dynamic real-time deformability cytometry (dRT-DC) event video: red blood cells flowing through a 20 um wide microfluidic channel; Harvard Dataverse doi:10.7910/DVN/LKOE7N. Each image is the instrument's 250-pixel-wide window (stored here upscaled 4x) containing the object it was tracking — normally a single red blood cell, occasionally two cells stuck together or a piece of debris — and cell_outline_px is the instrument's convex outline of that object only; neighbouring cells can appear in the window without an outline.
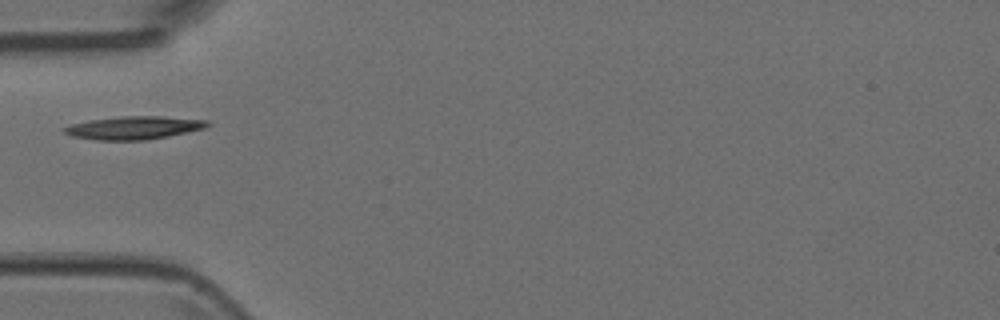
{"species": "Egyptian fruit bat (a non-hibernating species)", "species_latin": "Rousettus aegyptiacus", "temperature_condition": "room temperature", "stored_images_in_passage": 2, "camera_frame_rate_fps": 3000, "um_per_image_px": 0.085, "animal": {"sex": "female"}, "frame": {"image": 1, "passage_image": 1, "time_ms": 0.0, "image_size_px": [1000, 320], "cell_outline_px": [[212, 124], [204, 128], [168, 136], [144, 140], [96, 140], [72, 136], [64, 132], [60, 128], [72, 124], [88, 120], [120, 116], [160, 116], [208, 120]], "centroid_in_image_um": [11.36, 10.85], "position_along_channel_um": 73.6, "area_um2": 19.25}}
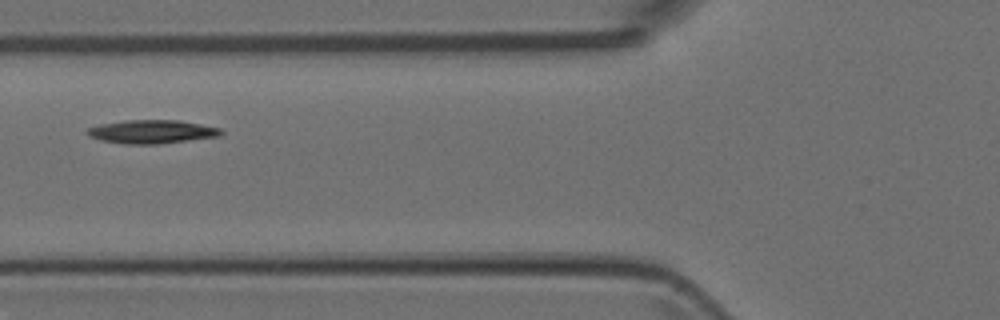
{"frame": {"image": 2, "passage_image": 2, "time_ms": 0.333, "image_size_px": [1000, 320], "cell_outline_px": [[224, 132], [220, 136], [160, 144], [124, 144], [100, 140], [88, 136], [84, 132], [88, 128], [100, 124], [124, 120], [180, 120], [220, 128]], "centroid_in_image_um": [12.88, 11.2], "position_along_channel_um": 112.9, "area_um2": 18.5}}